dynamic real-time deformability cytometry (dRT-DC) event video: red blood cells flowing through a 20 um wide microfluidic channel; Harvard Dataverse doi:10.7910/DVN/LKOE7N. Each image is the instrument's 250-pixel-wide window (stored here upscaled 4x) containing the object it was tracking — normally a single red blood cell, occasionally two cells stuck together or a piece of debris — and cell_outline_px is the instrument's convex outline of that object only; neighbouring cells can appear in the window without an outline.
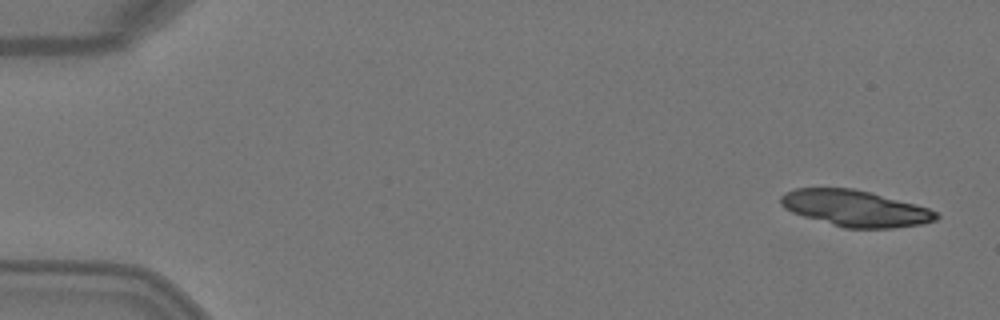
{"species": "Egyptian fruit bat (a non-hibernating species)", "species_latin": "Rousettus aegyptiacus", "temperature_condition": "warm", "stored_images_in_passage": 7, "camera_frame_rate_fps": 3000, "um_per_image_px": 0.085, "animal": {"sex": "female"}, "frame": {"image": 1, "passage_image": 1, "time_ms": 0.0, "image_size_px": [1000, 320], "cell_outline_px": [[940, 216], [936, 220], [920, 224], [892, 228], [844, 228], [804, 216], [792, 212], [784, 208], [780, 204], [780, 196], [784, 192], [796, 188], [852, 188], [872, 192], [916, 204], [928, 208], [936, 212]], "centroid_in_image_um": [72.68, 17.7], "position_along_channel_um": 12.3, "area_um2": 32.83}}
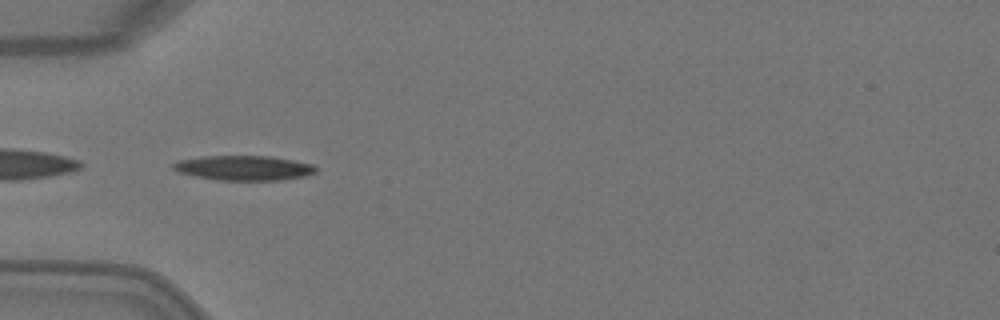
{"frame": {"image": 2, "passage_image": 5, "time_ms": 1.333, "image_size_px": [1000, 320], "cell_outline_px": [[316, 172], [304, 176], [280, 180], [216, 180], [196, 176], [180, 172], [172, 168], [172, 164], [176, 160], [204, 156], [272, 156], [312, 164], [316, 168]], "centroid_in_image_um": [20.7, 14.27], "position_along_channel_um": 64.3, "area_um2": 20.52}}